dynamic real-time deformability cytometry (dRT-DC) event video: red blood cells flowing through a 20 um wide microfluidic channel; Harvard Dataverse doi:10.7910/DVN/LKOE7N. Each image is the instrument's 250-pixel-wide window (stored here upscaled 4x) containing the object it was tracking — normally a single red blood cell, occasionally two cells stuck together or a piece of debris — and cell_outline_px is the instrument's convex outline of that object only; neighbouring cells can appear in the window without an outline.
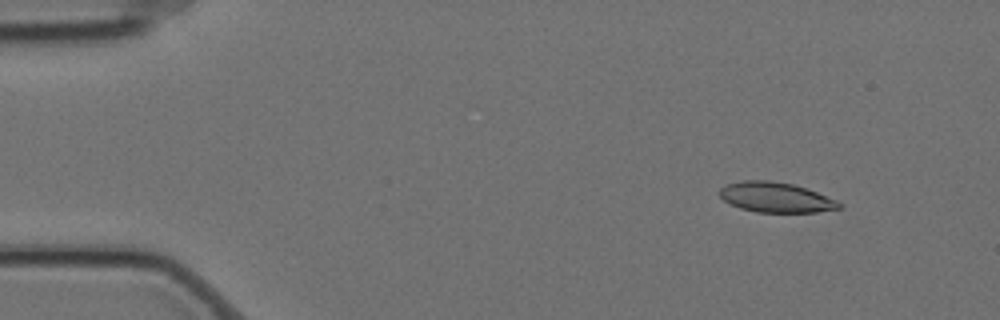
{"species": "Egyptian fruit bat (a non-hibernating species)", "species_latin": "Rousettus aegyptiacus", "temperature_condition": "cold", "stored_images_in_passage": 4, "camera_frame_rate_fps": 3000, "um_per_image_px": 0.085, "animal": {"sex": "female"}, "frame": {"image": 1, "passage_image": 2, "time_ms": 0.333, "image_size_px": [1000, 320], "cell_outline_px": [[840, 208], [816, 212], [756, 212], [740, 208], [724, 200], [720, 196], [720, 188], [728, 184], [744, 180], [768, 180], [792, 184], [816, 192], [836, 200], [840, 204]], "centroid_in_image_um": [65.92, 16.77], "position_along_channel_um": 19.1, "area_um2": 20.58}}